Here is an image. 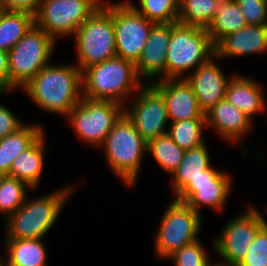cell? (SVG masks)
<instances>
[{
    "label": "cell",
    "instance_id": "obj_1",
    "mask_svg": "<svg viewBox=\"0 0 267 266\" xmlns=\"http://www.w3.org/2000/svg\"><path fill=\"white\" fill-rule=\"evenodd\" d=\"M42 110L67 116L82 99V72L76 64L48 63L23 88Z\"/></svg>",
    "mask_w": 267,
    "mask_h": 266
},
{
    "label": "cell",
    "instance_id": "obj_2",
    "mask_svg": "<svg viewBox=\"0 0 267 266\" xmlns=\"http://www.w3.org/2000/svg\"><path fill=\"white\" fill-rule=\"evenodd\" d=\"M142 82L135 63L115 56L82 72V96L124 106L145 84Z\"/></svg>",
    "mask_w": 267,
    "mask_h": 266
},
{
    "label": "cell",
    "instance_id": "obj_3",
    "mask_svg": "<svg viewBox=\"0 0 267 266\" xmlns=\"http://www.w3.org/2000/svg\"><path fill=\"white\" fill-rule=\"evenodd\" d=\"M75 186L67 185L38 198L27 196L17 211L5 220V239H43L56 224Z\"/></svg>",
    "mask_w": 267,
    "mask_h": 266
},
{
    "label": "cell",
    "instance_id": "obj_4",
    "mask_svg": "<svg viewBox=\"0 0 267 266\" xmlns=\"http://www.w3.org/2000/svg\"><path fill=\"white\" fill-rule=\"evenodd\" d=\"M214 55L215 45L206 28L171 23L166 52V79L185 78L187 72L195 71Z\"/></svg>",
    "mask_w": 267,
    "mask_h": 266
},
{
    "label": "cell",
    "instance_id": "obj_5",
    "mask_svg": "<svg viewBox=\"0 0 267 266\" xmlns=\"http://www.w3.org/2000/svg\"><path fill=\"white\" fill-rule=\"evenodd\" d=\"M101 147H104L105 159L112 172L128 187H133L143 156L147 154V142L125 114L114 124Z\"/></svg>",
    "mask_w": 267,
    "mask_h": 266
},
{
    "label": "cell",
    "instance_id": "obj_6",
    "mask_svg": "<svg viewBox=\"0 0 267 266\" xmlns=\"http://www.w3.org/2000/svg\"><path fill=\"white\" fill-rule=\"evenodd\" d=\"M77 54L75 63L81 72L116 55L113 2L103 0L74 34Z\"/></svg>",
    "mask_w": 267,
    "mask_h": 266
},
{
    "label": "cell",
    "instance_id": "obj_7",
    "mask_svg": "<svg viewBox=\"0 0 267 266\" xmlns=\"http://www.w3.org/2000/svg\"><path fill=\"white\" fill-rule=\"evenodd\" d=\"M55 43L43 29L34 24L8 51L9 93L18 87L23 88L50 63Z\"/></svg>",
    "mask_w": 267,
    "mask_h": 266
},
{
    "label": "cell",
    "instance_id": "obj_8",
    "mask_svg": "<svg viewBox=\"0 0 267 266\" xmlns=\"http://www.w3.org/2000/svg\"><path fill=\"white\" fill-rule=\"evenodd\" d=\"M155 236V256L166 260L181 247L198 240L202 216L185 202L174 199L165 208Z\"/></svg>",
    "mask_w": 267,
    "mask_h": 266
},
{
    "label": "cell",
    "instance_id": "obj_9",
    "mask_svg": "<svg viewBox=\"0 0 267 266\" xmlns=\"http://www.w3.org/2000/svg\"><path fill=\"white\" fill-rule=\"evenodd\" d=\"M123 114L124 106L120 103L82 97L66 119L83 142L100 148Z\"/></svg>",
    "mask_w": 267,
    "mask_h": 266
},
{
    "label": "cell",
    "instance_id": "obj_10",
    "mask_svg": "<svg viewBox=\"0 0 267 266\" xmlns=\"http://www.w3.org/2000/svg\"><path fill=\"white\" fill-rule=\"evenodd\" d=\"M102 2L103 0H41L34 22L57 42L59 37L74 36L76 30Z\"/></svg>",
    "mask_w": 267,
    "mask_h": 266
},
{
    "label": "cell",
    "instance_id": "obj_11",
    "mask_svg": "<svg viewBox=\"0 0 267 266\" xmlns=\"http://www.w3.org/2000/svg\"><path fill=\"white\" fill-rule=\"evenodd\" d=\"M265 225L262 213L253 206L228 221L214 240V251L221 257V262H215L216 266H237Z\"/></svg>",
    "mask_w": 267,
    "mask_h": 266
},
{
    "label": "cell",
    "instance_id": "obj_12",
    "mask_svg": "<svg viewBox=\"0 0 267 266\" xmlns=\"http://www.w3.org/2000/svg\"><path fill=\"white\" fill-rule=\"evenodd\" d=\"M132 98L124 105V114L141 137L148 143L167 133L170 121L163 95L152 84L145 83Z\"/></svg>",
    "mask_w": 267,
    "mask_h": 266
},
{
    "label": "cell",
    "instance_id": "obj_13",
    "mask_svg": "<svg viewBox=\"0 0 267 266\" xmlns=\"http://www.w3.org/2000/svg\"><path fill=\"white\" fill-rule=\"evenodd\" d=\"M113 24L116 55L136 63L155 23L123 0L113 2Z\"/></svg>",
    "mask_w": 267,
    "mask_h": 266
},
{
    "label": "cell",
    "instance_id": "obj_14",
    "mask_svg": "<svg viewBox=\"0 0 267 266\" xmlns=\"http://www.w3.org/2000/svg\"><path fill=\"white\" fill-rule=\"evenodd\" d=\"M232 178L228 172L215 169L212 166L204 170V175L199 176L174 198L185 202L200 214L201 207H209L219 212L226 206L231 195Z\"/></svg>",
    "mask_w": 267,
    "mask_h": 266
},
{
    "label": "cell",
    "instance_id": "obj_15",
    "mask_svg": "<svg viewBox=\"0 0 267 266\" xmlns=\"http://www.w3.org/2000/svg\"><path fill=\"white\" fill-rule=\"evenodd\" d=\"M214 55L209 61L199 66L193 73L186 75V81L191 85L198 104L205 114L219 101L225 99L226 88L231 79L226 76L215 60ZM226 76V77H225Z\"/></svg>",
    "mask_w": 267,
    "mask_h": 266
},
{
    "label": "cell",
    "instance_id": "obj_16",
    "mask_svg": "<svg viewBox=\"0 0 267 266\" xmlns=\"http://www.w3.org/2000/svg\"><path fill=\"white\" fill-rule=\"evenodd\" d=\"M164 97L170 122L205 118L191 85L185 78L150 82Z\"/></svg>",
    "mask_w": 267,
    "mask_h": 266
},
{
    "label": "cell",
    "instance_id": "obj_17",
    "mask_svg": "<svg viewBox=\"0 0 267 266\" xmlns=\"http://www.w3.org/2000/svg\"><path fill=\"white\" fill-rule=\"evenodd\" d=\"M170 36L171 23H157L152 26L146 45L135 63L137 74L143 83L146 80L154 82L157 78L166 79V52Z\"/></svg>",
    "mask_w": 267,
    "mask_h": 266
},
{
    "label": "cell",
    "instance_id": "obj_18",
    "mask_svg": "<svg viewBox=\"0 0 267 266\" xmlns=\"http://www.w3.org/2000/svg\"><path fill=\"white\" fill-rule=\"evenodd\" d=\"M207 127L214 128L221 139L239 143L251 131L253 120L226 99L205 113Z\"/></svg>",
    "mask_w": 267,
    "mask_h": 266
},
{
    "label": "cell",
    "instance_id": "obj_19",
    "mask_svg": "<svg viewBox=\"0 0 267 266\" xmlns=\"http://www.w3.org/2000/svg\"><path fill=\"white\" fill-rule=\"evenodd\" d=\"M255 53H267V25H246L215 45V56L219 59Z\"/></svg>",
    "mask_w": 267,
    "mask_h": 266
},
{
    "label": "cell",
    "instance_id": "obj_20",
    "mask_svg": "<svg viewBox=\"0 0 267 266\" xmlns=\"http://www.w3.org/2000/svg\"><path fill=\"white\" fill-rule=\"evenodd\" d=\"M225 99L251 119L264 112L267 107L263 87L259 82L238 74H232Z\"/></svg>",
    "mask_w": 267,
    "mask_h": 266
},
{
    "label": "cell",
    "instance_id": "obj_21",
    "mask_svg": "<svg viewBox=\"0 0 267 266\" xmlns=\"http://www.w3.org/2000/svg\"><path fill=\"white\" fill-rule=\"evenodd\" d=\"M45 131L13 161L9 175L35 190L43 176L45 161Z\"/></svg>",
    "mask_w": 267,
    "mask_h": 266
},
{
    "label": "cell",
    "instance_id": "obj_22",
    "mask_svg": "<svg viewBox=\"0 0 267 266\" xmlns=\"http://www.w3.org/2000/svg\"><path fill=\"white\" fill-rule=\"evenodd\" d=\"M206 143L199 147L185 150L178 168L171 174V189L174 196L178 195L189 183L209 169L212 164Z\"/></svg>",
    "mask_w": 267,
    "mask_h": 266
},
{
    "label": "cell",
    "instance_id": "obj_23",
    "mask_svg": "<svg viewBox=\"0 0 267 266\" xmlns=\"http://www.w3.org/2000/svg\"><path fill=\"white\" fill-rule=\"evenodd\" d=\"M38 124H24L16 132L0 139V172L9 175L13 161L27 149L42 133Z\"/></svg>",
    "mask_w": 267,
    "mask_h": 266
},
{
    "label": "cell",
    "instance_id": "obj_24",
    "mask_svg": "<svg viewBox=\"0 0 267 266\" xmlns=\"http://www.w3.org/2000/svg\"><path fill=\"white\" fill-rule=\"evenodd\" d=\"M43 239H5L4 266H46L47 249Z\"/></svg>",
    "mask_w": 267,
    "mask_h": 266
},
{
    "label": "cell",
    "instance_id": "obj_25",
    "mask_svg": "<svg viewBox=\"0 0 267 266\" xmlns=\"http://www.w3.org/2000/svg\"><path fill=\"white\" fill-rule=\"evenodd\" d=\"M247 24L235 0H221L207 32L216 45L226 35L244 28Z\"/></svg>",
    "mask_w": 267,
    "mask_h": 266
},
{
    "label": "cell",
    "instance_id": "obj_26",
    "mask_svg": "<svg viewBox=\"0 0 267 266\" xmlns=\"http://www.w3.org/2000/svg\"><path fill=\"white\" fill-rule=\"evenodd\" d=\"M34 24L31 13L0 11V49L10 51Z\"/></svg>",
    "mask_w": 267,
    "mask_h": 266
},
{
    "label": "cell",
    "instance_id": "obj_27",
    "mask_svg": "<svg viewBox=\"0 0 267 266\" xmlns=\"http://www.w3.org/2000/svg\"><path fill=\"white\" fill-rule=\"evenodd\" d=\"M221 0H179L178 23L208 28Z\"/></svg>",
    "mask_w": 267,
    "mask_h": 266
},
{
    "label": "cell",
    "instance_id": "obj_28",
    "mask_svg": "<svg viewBox=\"0 0 267 266\" xmlns=\"http://www.w3.org/2000/svg\"><path fill=\"white\" fill-rule=\"evenodd\" d=\"M203 127L207 128L205 118L170 122L167 134L180 148L188 150L205 143Z\"/></svg>",
    "mask_w": 267,
    "mask_h": 266
},
{
    "label": "cell",
    "instance_id": "obj_29",
    "mask_svg": "<svg viewBox=\"0 0 267 266\" xmlns=\"http://www.w3.org/2000/svg\"><path fill=\"white\" fill-rule=\"evenodd\" d=\"M147 152L153 156L164 171L172 174L180 165L185 150L165 133L147 143Z\"/></svg>",
    "mask_w": 267,
    "mask_h": 266
},
{
    "label": "cell",
    "instance_id": "obj_30",
    "mask_svg": "<svg viewBox=\"0 0 267 266\" xmlns=\"http://www.w3.org/2000/svg\"><path fill=\"white\" fill-rule=\"evenodd\" d=\"M31 188L10 175H3L0 182V214L8 219L26 200L27 190Z\"/></svg>",
    "mask_w": 267,
    "mask_h": 266
},
{
    "label": "cell",
    "instance_id": "obj_31",
    "mask_svg": "<svg viewBox=\"0 0 267 266\" xmlns=\"http://www.w3.org/2000/svg\"><path fill=\"white\" fill-rule=\"evenodd\" d=\"M138 13L149 21L157 23H177L179 0H139L140 8L131 0H126Z\"/></svg>",
    "mask_w": 267,
    "mask_h": 266
},
{
    "label": "cell",
    "instance_id": "obj_32",
    "mask_svg": "<svg viewBox=\"0 0 267 266\" xmlns=\"http://www.w3.org/2000/svg\"><path fill=\"white\" fill-rule=\"evenodd\" d=\"M167 260L171 262L173 260L175 266H216L215 262H210L206 249L199 239L181 247Z\"/></svg>",
    "mask_w": 267,
    "mask_h": 266
},
{
    "label": "cell",
    "instance_id": "obj_33",
    "mask_svg": "<svg viewBox=\"0 0 267 266\" xmlns=\"http://www.w3.org/2000/svg\"><path fill=\"white\" fill-rule=\"evenodd\" d=\"M237 266H267V220L257 233L249 251Z\"/></svg>",
    "mask_w": 267,
    "mask_h": 266
},
{
    "label": "cell",
    "instance_id": "obj_34",
    "mask_svg": "<svg viewBox=\"0 0 267 266\" xmlns=\"http://www.w3.org/2000/svg\"><path fill=\"white\" fill-rule=\"evenodd\" d=\"M248 25H267V0H235Z\"/></svg>",
    "mask_w": 267,
    "mask_h": 266
},
{
    "label": "cell",
    "instance_id": "obj_35",
    "mask_svg": "<svg viewBox=\"0 0 267 266\" xmlns=\"http://www.w3.org/2000/svg\"><path fill=\"white\" fill-rule=\"evenodd\" d=\"M24 124L20 117H16L9 108L0 103V139L16 132Z\"/></svg>",
    "mask_w": 267,
    "mask_h": 266
},
{
    "label": "cell",
    "instance_id": "obj_36",
    "mask_svg": "<svg viewBox=\"0 0 267 266\" xmlns=\"http://www.w3.org/2000/svg\"><path fill=\"white\" fill-rule=\"evenodd\" d=\"M5 11H24L35 15L41 0H2Z\"/></svg>",
    "mask_w": 267,
    "mask_h": 266
},
{
    "label": "cell",
    "instance_id": "obj_37",
    "mask_svg": "<svg viewBox=\"0 0 267 266\" xmlns=\"http://www.w3.org/2000/svg\"><path fill=\"white\" fill-rule=\"evenodd\" d=\"M8 52L0 49V94L9 92Z\"/></svg>",
    "mask_w": 267,
    "mask_h": 266
},
{
    "label": "cell",
    "instance_id": "obj_38",
    "mask_svg": "<svg viewBox=\"0 0 267 266\" xmlns=\"http://www.w3.org/2000/svg\"><path fill=\"white\" fill-rule=\"evenodd\" d=\"M0 266H4V259L3 257H1V255H0Z\"/></svg>",
    "mask_w": 267,
    "mask_h": 266
},
{
    "label": "cell",
    "instance_id": "obj_39",
    "mask_svg": "<svg viewBox=\"0 0 267 266\" xmlns=\"http://www.w3.org/2000/svg\"><path fill=\"white\" fill-rule=\"evenodd\" d=\"M0 11H3V2L0 0Z\"/></svg>",
    "mask_w": 267,
    "mask_h": 266
},
{
    "label": "cell",
    "instance_id": "obj_40",
    "mask_svg": "<svg viewBox=\"0 0 267 266\" xmlns=\"http://www.w3.org/2000/svg\"><path fill=\"white\" fill-rule=\"evenodd\" d=\"M3 174L0 172V182L2 180Z\"/></svg>",
    "mask_w": 267,
    "mask_h": 266
}]
</instances>
